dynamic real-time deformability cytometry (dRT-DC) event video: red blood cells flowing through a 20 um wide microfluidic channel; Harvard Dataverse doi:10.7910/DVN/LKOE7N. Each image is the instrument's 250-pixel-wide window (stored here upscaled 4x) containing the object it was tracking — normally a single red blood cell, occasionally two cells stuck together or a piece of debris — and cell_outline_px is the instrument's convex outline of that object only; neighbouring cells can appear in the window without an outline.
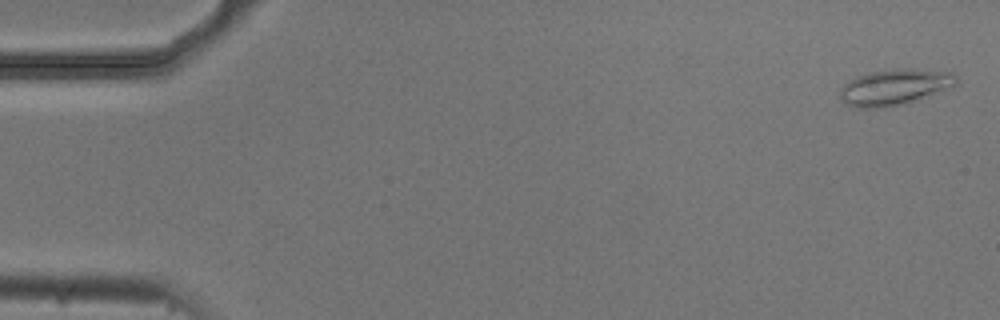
{"species": "common noctule bat (a hibernating species)", "species_latin": "Nyctalus noctula", "temperature_condition": "cold", "stored_images_in_passage": 5, "camera_frame_rate_fps": 3000, "um_per_image_px": 0.085, "animal": {"sex": "male", "body_mass_g": 20.5, "forearm_length_mm": 52.5}, "frame": {"image": 1, "passage_image": 1, "time_ms": 0.0, "image_size_px": [1000, 320], "cell_outline_px": [[956, 84], [952, 88], [904, 104], [876, 108], [860, 108], [844, 104], [840, 96], [840, 88], [848, 80], [856, 76], [872, 72], [900, 68], [908, 68], [952, 72], [956, 76]], "centroid_in_image_um": [76.04, 7.4], "position_along_channel_um": 9.0, "area_um2": 24.45}}